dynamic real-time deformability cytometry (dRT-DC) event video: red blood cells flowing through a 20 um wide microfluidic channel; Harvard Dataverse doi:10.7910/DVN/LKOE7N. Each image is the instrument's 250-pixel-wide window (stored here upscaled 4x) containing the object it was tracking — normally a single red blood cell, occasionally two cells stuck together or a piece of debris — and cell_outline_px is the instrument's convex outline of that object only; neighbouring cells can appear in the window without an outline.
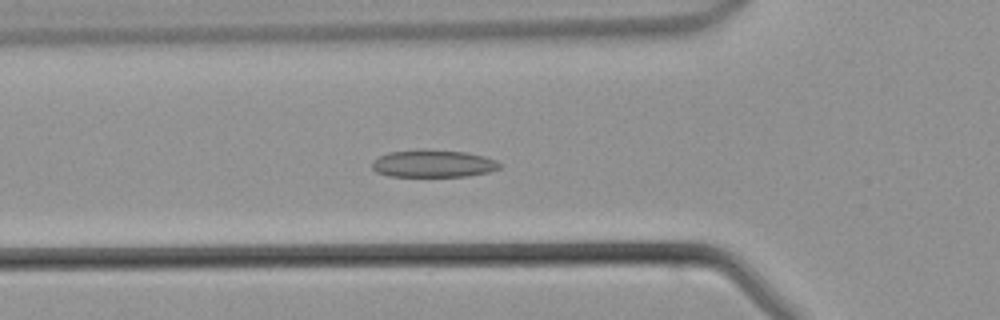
{"species": "common noctule bat (a hibernating species)", "species_latin": "Nyctalus noctula", "temperature_condition": "warm", "stored_images_in_passage": 45, "camera_frame_rate_fps": 3000, "um_per_image_px": 0.085, "animal": {"sex": "male", "body_mass_g": 21.5, "forearm_length_mm": 52.0}, "frame": {"image": 1, "passage_image": 15, "time_ms": 4.667, "image_size_px": [1000, 320], "cell_outline_px": [[504, 164], [500, 168], [488, 172], [468, 176], [388, 176], [376, 172], [372, 168], [372, 164], [380, 156], [388, 152], [416, 148], [420, 148], [468, 152], [484, 156], [496, 160]], "centroid_in_image_um": [36.85, 13.88], "position_along_channel_um": 89.0, "area_um2": 20.75}}
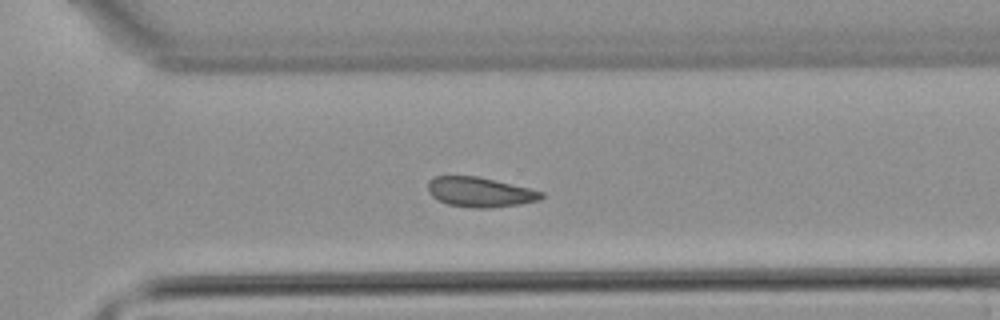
{"frame": {"image": 2, "passage_image": 31, "time_ms": 10.0, "image_size_px": [1000, 320], "cell_outline_px": [[544, 196], [540, 200], [520, 204], [488, 208], [472, 208], [448, 204], [432, 196], [428, 192], [428, 180], [436, 176], [476, 176], [528, 188], [544, 192]], "centroid_in_image_um": [40.79, 16.33], "position_along_channel_um": 329.8, "area_um2": 19.54}}
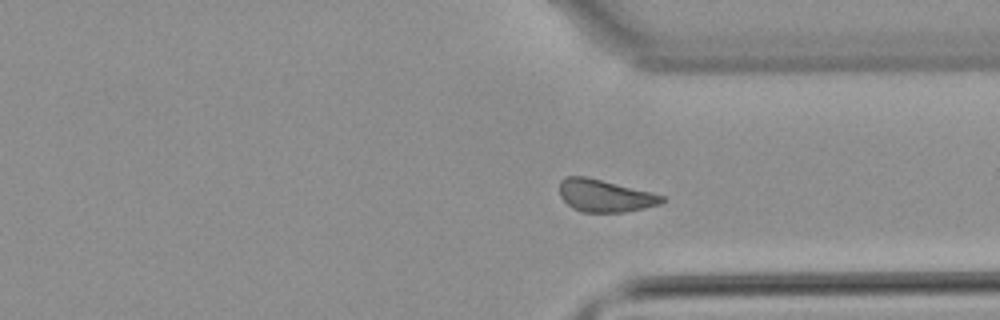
{"frame": {"image": 3, "passage_image": 33, "time_ms": 10.667, "image_size_px": [1000, 320], "cell_outline_px": [[668, 200], [660, 204], [644, 208], [624, 212], [580, 212], [572, 208], [560, 196], [560, 180], [564, 176], [584, 176], [652, 192], [664, 196]], "centroid_in_image_um": [51.42, 16.64], "position_along_channel_um": 360.0, "area_um2": 19.36}}